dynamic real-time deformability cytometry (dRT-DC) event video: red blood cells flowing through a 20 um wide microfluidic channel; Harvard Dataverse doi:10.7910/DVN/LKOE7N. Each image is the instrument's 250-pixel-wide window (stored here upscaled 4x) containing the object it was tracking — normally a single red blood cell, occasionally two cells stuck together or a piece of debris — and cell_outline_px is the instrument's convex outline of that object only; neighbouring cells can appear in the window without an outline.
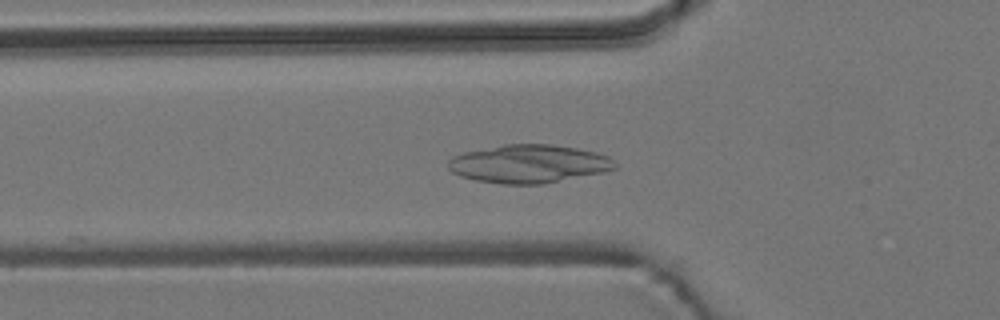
{"species": "common noctule bat (a hibernating species)", "species_latin": "Nyctalus noctula", "temperature_condition": "room temperature", "stored_images_in_passage": 55, "camera_frame_rate_fps": 3000, "um_per_image_px": 0.085, "animal": {"sex": "male", "body_mass_g": 19.2, "forearm_length_mm": 51.8}, "frame": {"image": 1, "passage_image": 18, "time_ms": 5.667, "image_size_px": [1000, 320], "cell_outline_px": [[616, 168], [604, 172], [544, 184], [500, 184], [476, 180], [460, 176], [452, 172], [448, 168], [448, 160], [452, 156], [464, 152], [504, 144], [552, 144], [576, 148], [596, 152], [608, 156], [616, 164]], "centroid_in_image_um": [44.93, 13.93], "position_along_channel_um": 80.9, "area_um2": 37.28}}
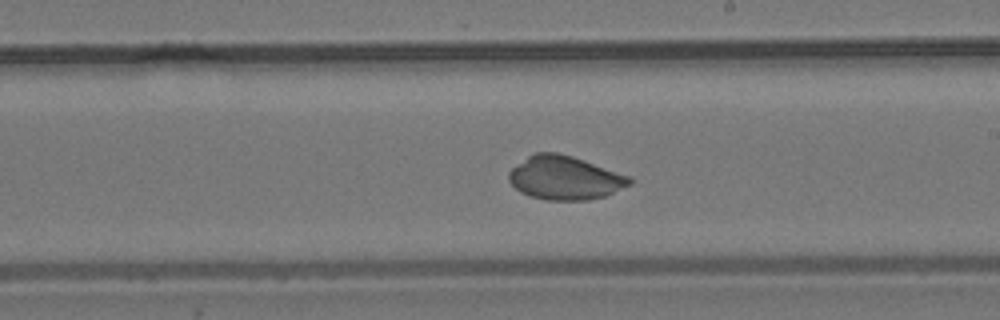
{"frame": {"image": 2, "passage_image": 31, "time_ms": 10.0, "image_size_px": [1000, 320], "cell_outline_px": [[636, 180], [632, 184], [604, 196], [588, 200], [544, 200], [520, 192], [508, 180], [508, 172], [512, 168], [528, 156], [536, 152], [556, 152], [572, 156], [632, 176]], "centroid_in_image_um": [48.05, 15.11], "position_along_channel_um": 241.0, "area_um2": 30.87}}
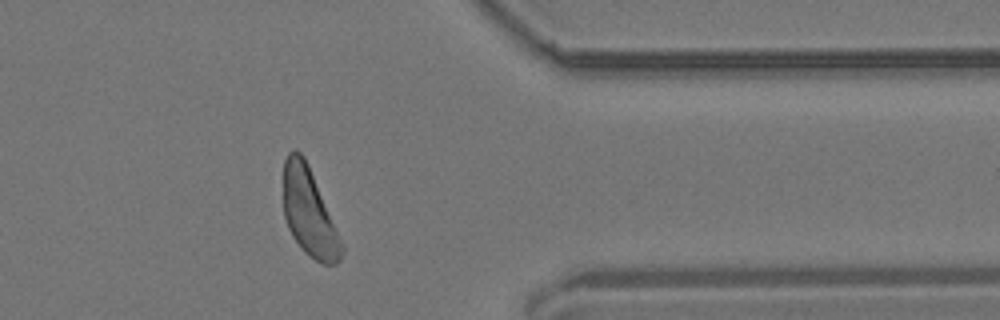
{"frame": {"image": 3, "passage_image": 44, "time_ms": 14.333, "image_size_px": [1000, 320], "cell_outline_px": [[344, 252], [340, 260], [336, 264], [324, 264], [316, 260], [304, 252], [300, 248], [292, 236], [288, 228], [284, 216], [284, 160], [288, 152], [292, 148], [296, 148], [304, 156], [308, 164], [344, 248]], "centroid_in_image_um": [26.25, 18.04], "position_along_channel_um": 385.2, "area_um2": 29.42}}